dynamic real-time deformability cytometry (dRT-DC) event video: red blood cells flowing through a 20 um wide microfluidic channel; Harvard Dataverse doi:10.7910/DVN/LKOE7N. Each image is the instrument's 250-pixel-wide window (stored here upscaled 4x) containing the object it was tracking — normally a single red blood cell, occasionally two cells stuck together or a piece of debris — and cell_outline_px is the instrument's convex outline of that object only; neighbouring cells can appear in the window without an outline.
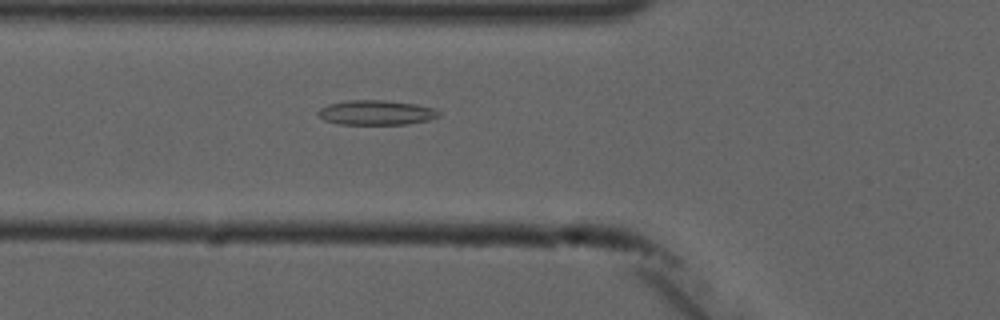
{"species": "common noctule bat (a hibernating species)", "species_latin": "Nyctalus noctula", "temperature_condition": "cold", "stored_images_in_passage": 6, "camera_frame_rate_fps": 3000, "um_per_image_px": 0.085, "animal": {"sex": "male", "forearm_length_mm": 52.5}, "frame": {"image": 1, "passage_image": 6, "time_ms": 5.667, "image_size_px": [1000, 320], "cell_outline_px": [[440, 116], [428, 120], [408, 124], [340, 124], [324, 120], [316, 112], [320, 108], [328, 104], [348, 100], [384, 100], [416, 104], [432, 108], [440, 112]], "centroid_in_image_um": [31.96, 9.57], "position_along_channel_um": 93.8, "area_um2": 17.34}}